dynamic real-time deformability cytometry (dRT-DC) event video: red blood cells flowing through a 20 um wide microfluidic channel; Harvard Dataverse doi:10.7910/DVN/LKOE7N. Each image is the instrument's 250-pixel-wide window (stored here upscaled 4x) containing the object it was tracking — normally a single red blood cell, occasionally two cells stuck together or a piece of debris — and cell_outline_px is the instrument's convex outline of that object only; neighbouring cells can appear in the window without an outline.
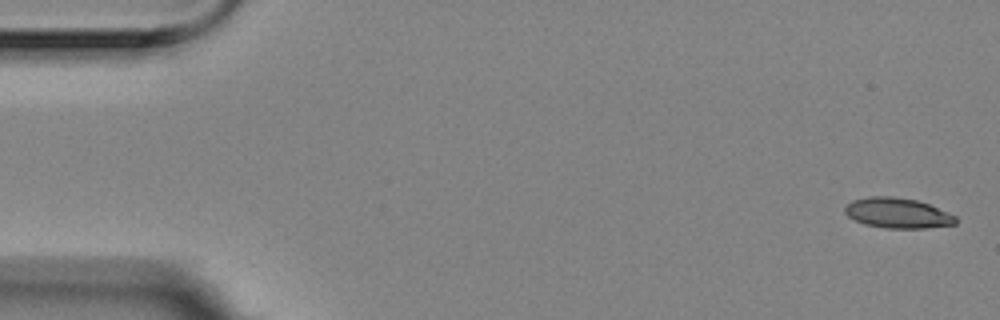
{"species": "Egyptian fruit bat (a non-hibernating species)", "species_latin": "Rousettus aegyptiacus", "temperature_condition": "room temperature", "stored_images_in_passage": 5, "camera_frame_rate_fps": 3000, "um_per_image_px": 0.085, "animal": {"sex": "female"}, "frame": {"image": 1, "passage_image": 1, "time_ms": 0.0, "image_size_px": [1000, 320], "cell_outline_px": [[956, 224], [924, 228], [884, 228], [864, 224], [848, 216], [844, 212], [844, 208], [852, 200], [868, 196], [892, 196], [916, 200], [928, 204], [948, 212], [956, 216]], "centroid_in_image_um": [76.28, 18.1], "position_along_channel_um": 8.7, "area_um2": 19.48}}
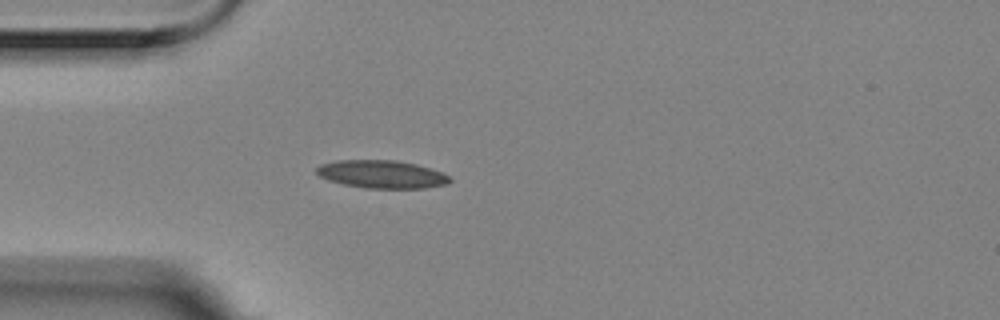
{"frame": {"image": 2, "passage_image": 5, "time_ms": 1.333, "image_size_px": [1000, 320], "cell_outline_px": [[452, 180], [448, 184], [424, 188], [364, 188], [344, 184], [328, 180], [320, 176], [316, 172], [316, 168], [320, 164], [336, 160], [396, 160], [416, 164], [440, 172], [448, 176]], "centroid_in_image_um": [32.42, 14.81], "position_along_channel_um": 52.6, "area_um2": 21.62}}